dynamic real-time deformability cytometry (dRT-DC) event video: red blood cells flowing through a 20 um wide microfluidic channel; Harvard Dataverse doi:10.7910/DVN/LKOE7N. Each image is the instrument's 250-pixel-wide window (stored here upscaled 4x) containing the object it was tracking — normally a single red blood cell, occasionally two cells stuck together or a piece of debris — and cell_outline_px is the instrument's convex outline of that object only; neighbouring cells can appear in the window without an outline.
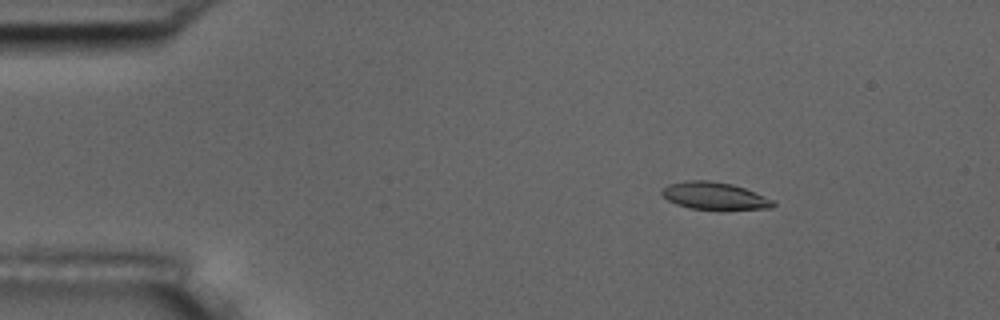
{"species": "common noctule bat (a hibernating species)", "species_latin": "Nyctalus noctula", "temperature_condition": "room temperature", "stored_images_in_passage": 3, "camera_frame_rate_fps": 3000, "um_per_image_px": 0.085, "animal": {"sex": "male", "body_mass_g": 17.5, "forearm_length_mm": 52.3}, "frame": {"image": 1, "passage_image": 1, "time_ms": 0.0, "image_size_px": [1000, 320], "cell_outline_px": [[776, 204], [772, 208], [688, 208], [676, 204], [668, 200], [660, 192], [668, 184], [688, 180], [708, 180], [732, 184], [756, 192], [772, 200]], "centroid_in_image_um": [60.69, 16.62], "position_along_channel_um": 24.3, "area_um2": 17.22}}